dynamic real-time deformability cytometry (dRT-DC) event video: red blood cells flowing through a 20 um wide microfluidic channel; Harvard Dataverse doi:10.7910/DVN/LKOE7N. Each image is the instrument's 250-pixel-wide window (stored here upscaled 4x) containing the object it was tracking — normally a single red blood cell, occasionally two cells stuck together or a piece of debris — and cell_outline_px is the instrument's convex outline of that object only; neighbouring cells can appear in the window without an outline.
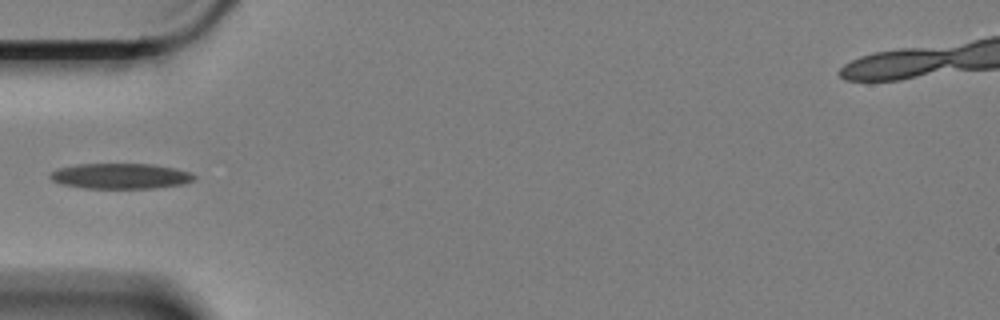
{"species": "Egyptian fruit bat (a non-hibernating species)", "species_latin": "Rousettus aegyptiacus", "temperature_condition": "cold", "stored_images_in_passage": 28, "camera_frame_rate_fps": 3000, "um_per_image_px": 0.085, "animal": {"sex": "female"}, "frame": {"image": 1, "passage_image": 1, "time_ms": 0.0, "image_size_px": [1000, 320], "cell_outline_px": [[196, 176], [192, 180], [184, 184], [152, 188], [84, 188], [60, 184], [52, 180], [48, 176], [52, 172], [60, 168], [80, 164], [152, 164], [176, 168], [188, 172]], "centroid_in_image_um": [10.24, 14.97], "position_along_channel_um": 74.8, "area_um2": 21.21}}
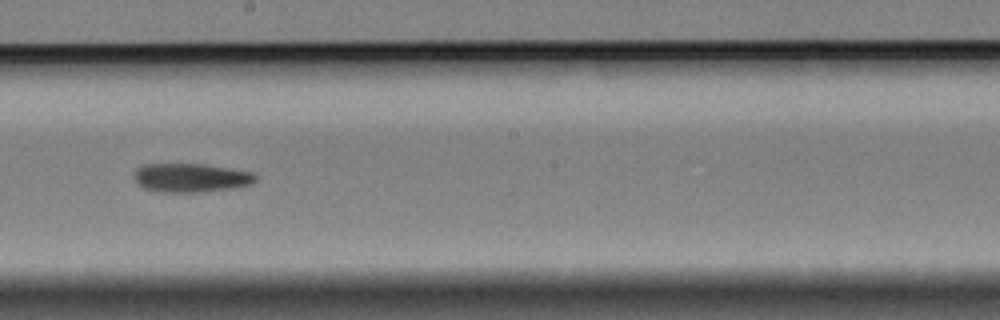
{"frame": {"image": 2, "passage_image": 15, "time_ms": 4.667, "image_size_px": [1000, 320], "cell_outline_px": [[256, 180], [252, 184], [232, 188], [204, 192], [160, 192], [144, 188], [136, 180], [136, 168], [144, 164], [204, 164], [256, 172]], "centroid_in_image_um": [16.29, 15.1], "position_along_channel_um": 231.9, "area_um2": 20.4}}
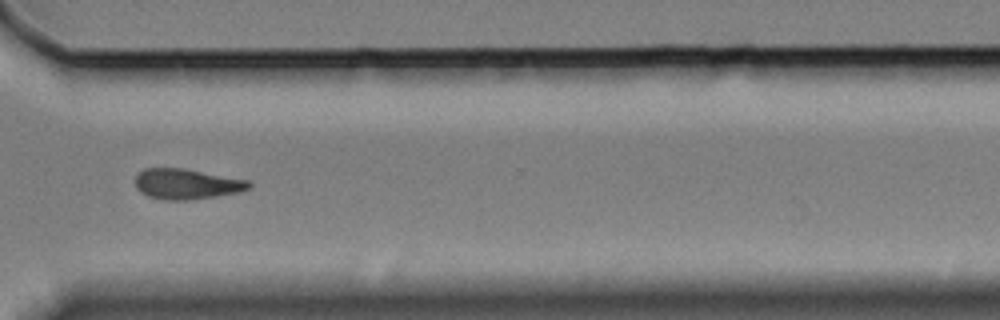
{"frame": {"image": 3, "passage_image": 26, "time_ms": 8.333, "image_size_px": [1000, 320], "cell_outline_px": [[252, 188], [240, 192], [216, 196], [188, 200], [164, 200], [148, 196], [140, 192], [136, 188], [136, 176], [144, 168], [184, 168], [248, 180], [252, 184]], "centroid_in_image_um": [15.88, 15.64], "position_along_channel_um": 354.7, "area_um2": 20.23}}